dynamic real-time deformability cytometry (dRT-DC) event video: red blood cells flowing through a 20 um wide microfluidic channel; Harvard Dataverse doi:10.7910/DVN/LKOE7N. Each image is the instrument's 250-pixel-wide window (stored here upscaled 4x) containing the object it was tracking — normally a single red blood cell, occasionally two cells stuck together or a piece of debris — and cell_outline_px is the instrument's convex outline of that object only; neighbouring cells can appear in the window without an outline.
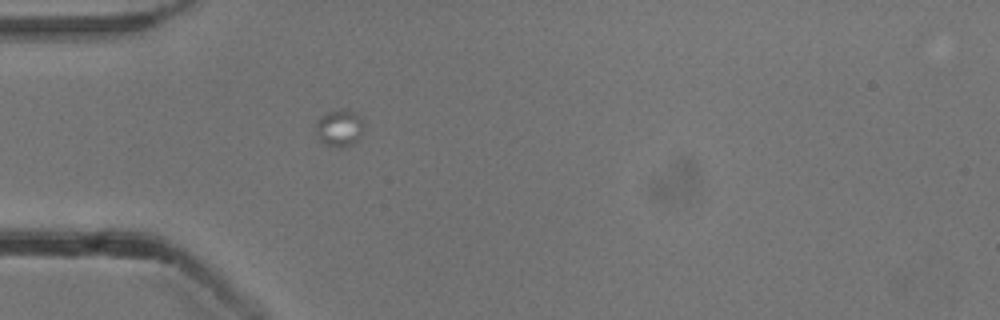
{"species": "common noctule bat (a hibernating species)", "species_latin": "Nyctalus noctula", "temperature_condition": "cold", "stored_images_in_passage": 15, "camera_frame_rate_fps": 3000, "um_per_image_px": 0.085, "animal": {"sex": "male", "body_mass_g": 13.3}, "frame": {"image": 1, "passage_image": 3, "time_ms": 0.667, "image_size_px": [1000, 320], "cell_outline_px": [[364, 124], [360, 136], [352, 144], [340, 148], [324, 144], [316, 136], [316, 120], [320, 116], [328, 112], [340, 108], [348, 108], [364, 116]], "centroid_in_image_um": [28.87, 10.83], "position_along_channel_um": 56.1, "area_um2": 10.75}}